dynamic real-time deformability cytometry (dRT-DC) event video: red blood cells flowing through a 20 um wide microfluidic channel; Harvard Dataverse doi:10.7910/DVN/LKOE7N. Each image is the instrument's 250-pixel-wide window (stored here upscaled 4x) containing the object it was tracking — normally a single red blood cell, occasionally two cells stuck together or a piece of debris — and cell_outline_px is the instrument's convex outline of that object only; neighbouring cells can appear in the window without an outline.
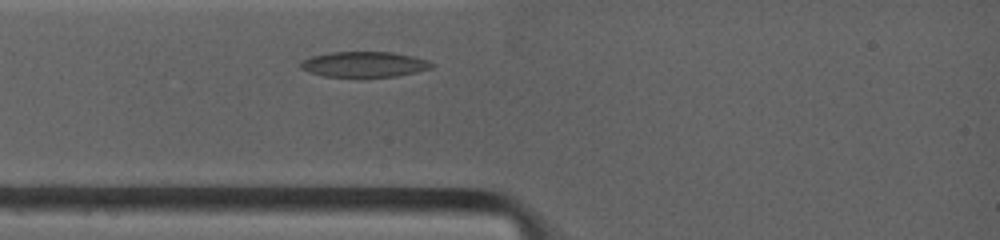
{"species": "common noctule bat (a hibernating species)", "species_latin": "Nyctalus noctula", "temperature_condition": "warm", "stored_images_in_passage": 1, "camera_frame_rate_fps": 4500, "um_per_image_px": 0.085, "animal": {"sex": "female", "body_mass_g": 19.0, "forearm_length_mm": 53.3}, "frame": {"image": 1, "passage_image": 1, "time_ms": 0.0, "image_size_px": [1000, 240], "cell_outline_px": [[432, 68], [416, 72], [396, 76], [324, 76], [308, 72], [300, 68], [300, 64], [304, 60], [312, 56], [328, 52], [392, 52], [412, 56], [428, 60], [432, 64]], "centroid_in_image_um": [30.94, 5.46], "position_along_channel_um": 54.1, "area_um2": 19.19}}